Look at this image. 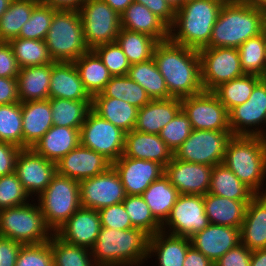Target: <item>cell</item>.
<instances>
[{
  "instance_id": "6da1fadb",
  "label": "cell",
  "mask_w": 266,
  "mask_h": 266,
  "mask_svg": "<svg viewBox=\"0 0 266 266\" xmlns=\"http://www.w3.org/2000/svg\"><path fill=\"white\" fill-rule=\"evenodd\" d=\"M153 59L173 98L181 99L204 91L198 50L166 40L155 45Z\"/></svg>"
},
{
  "instance_id": "7a4b0ae2",
  "label": "cell",
  "mask_w": 266,
  "mask_h": 266,
  "mask_svg": "<svg viewBox=\"0 0 266 266\" xmlns=\"http://www.w3.org/2000/svg\"><path fill=\"white\" fill-rule=\"evenodd\" d=\"M266 30V13L244 0H227L212 28L209 47L238 48Z\"/></svg>"
},
{
  "instance_id": "3957f363",
  "label": "cell",
  "mask_w": 266,
  "mask_h": 266,
  "mask_svg": "<svg viewBox=\"0 0 266 266\" xmlns=\"http://www.w3.org/2000/svg\"><path fill=\"white\" fill-rule=\"evenodd\" d=\"M226 1L194 0L183 4L169 27V40L198 51L209 47L212 28Z\"/></svg>"
},
{
  "instance_id": "277c9868",
  "label": "cell",
  "mask_w": 266,
  "mask_h": 266,
  "mask_svg": "<svg viewBox=\"0 0 266 266\" xmlns=\"http://www.w3.org/2000/svg\"><path fill=\"white\" fill-rule=\"evenodd\" d=\"M149 235L138 228L117 230L101 227L92 258L98 266H140L147 259Z\"/></svg>"
},
{
  "instance_id": "5b68a950",
  "label": "cell",
  "mask_w": 266,
  "mask_h": 266,
  "mask_svg": "<svg viewBox=\"0 0 266 266\" xmlns=\"http://www.w3.org/2000/svg\"><path fill=\"white\" fill-rule=\"evenodd\" d=\"M223 163L255 194H266V141L261 136H232Z\"/></svg>"
},
{
  "instance_id": "8992f818",
  "label": "cell",
  "mask_w": 266,
  "mask_h": 266,
  "mask_svg": "<svg viewBox=\"0 0 266 266\" xmlns=\"http://www.w3.org/2000/svg\"><path fill=\"white\" fill-rule=\"evenodd\" d=\"M53 62H74L87 47L78 11L56 10L45 38Z\"/></svg>"
},
{
  "instance_id": "52a82bcc",
  "label": "cell",
  "mask_w": 266,
  "mask_h": 266,
  "mask_svg": "<svg viewBox=\"0 0 266 266\" xmlns=\"http://www.w3.org/2000/svg\"><path fill=\"white\" fill-rule=\"evenodd\" d=\"M53 234L38 203L0 210V237L27 245L48 242Z\"/></svg>"
},
{
  "instance_id": "ba28073f",
  "label": "cell",
  "mask_w": 266,
  "mask_h": 266,
  "mask_svg": "<svg viewBox=\"0 0 266 266\" xmlns=\"http://www.w3.org/2000/svg\"><path fill=\"white\" fill-rule=\"evenodd\" d=\"M37 198L44 220L54 233L81 207L79 182L56 173Z\"/></svg>"
},
{
  "instance_id": "9c48e42d",
  "label": "cell",
  "mask_w": 266,
  "mask_h": 266,
  "mask_svg": "<svg viewBox=\"0 0 266 266\" xmlns=\"http://www.w3.org/2000/svg\"><path fill=\"white\" fill-rule=\"evenodd\" d=\"M84 40L93 50L96 46L116 42L121 29L120 15L103 0H86L78 10Z\"/></svg>"
},
{
  "instance_id": "30bf717a",
  "label": "cell",
  "mask_w": 266,
  "mask_h": 266,
  "mask_svg": "<svg viewBox=\"0 0 266 266\" xmlns=\"http://www.w3.org/2000/svg\"><path fill=\"white\" fill-rule=\"evenodd\" d=\"M231 131L194 130L173 157L189 163L215 166L223 163Z\"/></svg>"
},
{
  "instance_id": "8fae6325",
  "label": "cell",
  "mask_w": 266,
  "mask_h": 266,
  "mask_svg": "<svg viewBox=\"0 0 266 266\" xmlns=\"http://www.w3.org/2000/svg\"><path fill=\"white\" fill-rule=\"evenodd\" d=\"M79 136L82 146L102 154L111 163L123 155L125 132L92 109L79 130Z\"/></svg>"
},
{
  "instance_id": "7c38bea8",
  "label": "cell",
  "mask_w": 266,
  "mask_h": 266,
  "mask_svg": "<svg viewBox=\"0 0 266 266\" xmlns=\"http://www.w3.org/2000/svg\"><path fill=\"white\" fill-rule=\"evenodd\" d=\"M201 60V82L204 91L244 75L238 49L205 47L198 51Z\"/></svg>"
},
{
  "instance_id": "4fadbf2b",
  "label": "cell",
  "mask_w": 266,
  "mask_h": 266,
  "mask_svg": "<svg viewBox=\"0 0 266 266\" xmlns=\"http://www.w3.org/2000/svg\"><path fill=\"white\" fill-rule=\"evenodd\" d=\"M180 100L192 129L231 131L229 111L212 91H203Z\"/></svg>"
},
{
  "instance_id": "5bb4252c",
  "label": "cell",
  "mask_w": 266,
  "mask_h": 266,
  "mask_svg": "<svg viewBox=\"0 0 266 266\" xmlns=\"http://www.w3.org/2000/svg\"><path fill=\"white\" fill-rule=\"evenodd\" d=\"M209 224L203 196L180 194L166 221L161 225V231L190 239Z\"/></svg>"
},
{
  "instance_id": "9a60e30c",
  "label": "cell",
  "mask_w": 266,
  "mask_h": 266,
  "mask_svg": "<svg viewBox=\"0 0 266 266\" xmlns=\"http://www.w3.org/2000/svg\"><path fill=\"white\" fill-rule=\"evenodd\" d=\"M265 123L266 78H262L254 86L249 99L229 111V124L233 136H262L265 129L261 126H266Z\"/></svg>"
},
{
  "instance_id": "2e32d148",
  "label": "cell",
  "mask_w": 266,
  "mask_h": 266,
  "mask_svg": "<svg viewBox=\"0 0 266 266\" xmlns=\"http://www.w3.org/2000/svg\"><path fill=\"white\" fill-rule=\"evenodd\" d=\"M81 207L100 210L122 203L126 192L118 172L111 165L105 172L79 182Z\"/></svg>"
},
{
  "instance_id": "e0dca14e",
  "label": "cell",
  "mask_w": 266,
  "mask_h": 266,
  "mask_svg": "<svg viewBox=\"0 0 266 266\" xmlns=\"http://www.w3.org/2000/svg\"><path fill=\"white\" fill-rule=\"evenodd\" d=\"M25 191L32 195H40L57 173L56 163L37 154L32 148L21 149L15 172Z\"/></svg>"
},
{
  "instance_id": "ac0fdd59",
  "label": "cell",
  "mask_w": 266,
  "mask_h": 266,
  "mask_svg": "<svg viewBox=\"0 0 266 266\" xmlns=\"http://www.w3.org/2000/svg\"><path fill=\"white\" fill-rule=\"evenodd\" d=\"M112 166L120 176L126 195H142L152 182L165 174V168L157 162L123 155Z\"/></svg>"
},
{
  "instance_id": "d6986e66",
  "label": "cell",
  "mask_w": 266,
  "mask_h": 266,
  "mask_svg": "<svg viewBox=\"0 0 266 266\" xmlns=\"http://www.w3.org/2000/svg\"><path fill=\"white\" fill-rule=\"evenodd\" d=\"M212 166L189 163L172 158L165 166V175L179 194L205 195L210 188Z\"/></svg>"
},
{
  "instance_id": "ffe728a7",
  "label": "cell",
  "mask_w": 266,
  "mask_h": 266,
  "mask_svg": "<svg viewBox=\"0 0 266 266\" xmlns=\"http://www.w3.org/2000/svg\"><path fill=\"white\" fill-rule=\"evenodd\" d=\"M112 163L102 154L79 144L56 162L57 173L78 182L105 172Z\"/></svg>"
},
{
  "instance_id": "44dd1931",
  "label": "cell",
  "mask_w": 266,
  "mask_h": 266,
  "mask_svg": "<svg viewBox=\"0 0 266 266\" xmlns=\"http://www.w3.org/2000/svg\"><path fill=\"white\" fill-rule=\"evenodd\" d=\"M101 227L97 210L80 207L54 234L68 244L90 250Z\"/></svg>"
},
{
  "instance_id": "7402d4cb",
  "label": "cell",
  "mask_w": 266,
  "mask_h": 266,
  "mask_svg": "<svg viewBox=\"0 0 266 266\" xmlns=\"http://www.w3.org/2000/svg\"><path fill=\"white\" fill-rule=\"evenodd\" d=\"M191 245L215 263L241 243L240 228L209 224L190 238Z\"/></svg>"
},
{
  "instance_id": "603a6c76",
  "label": "cell",
  "mask_w": 266,
  "mask_h": 266,
  "mask_svg": "<svg viewBox=\"0 0 266 266\" xmlns=\"http://www.w3.org/2000/svg\"><path fill=\"white\" fill-rule=\"evenodd\" d=\"M123 156L154 161L165 168L172 160L173 152L159 135L133 129L125 133Z\"/></svg>"
},
{
  "instance_id": "cb8c5ba5",
  "label": "cell",
  "mask_w": 266,
  "mask_h": 266,
  "mask_svg": "<svg viewBox=\"0 0 266 266\" xmlns=\"http://www.w3.org/2000/svg\"><path fill=\"white\" fill-rule=\"evenodd\" d=\"M240 236L250 251L266 248V194H256L248 203Z\"/></svg>"
},
{
  "instance_id": "d4e9b609",
  "label": "cell",
  "mask_w": 266,
  "mask_h": 266,
  "mask_svg": "<svg viewBox=\"0 0 266 266\" xmlns=\"http://www.w3.org/2000/svg\"><path fill=\"white\" fill-rule=\"evenodd\" d=\"M49 98L92 100L83 86L74 62H53Z\"/></svg>"
},
{
  "instance_id": "484cf974",
  "label": "cell",
  "mask_w": 266,
  "mask_h": 266,
  "mask_svg": "<svg viewBox=\"0 0 266 266\" xmlns=\"http://www.w3.org/2000/svg\"><path fill=\"white\" fill-rule=\"evenodd\" d=\"M52 126L50 98L22 103L23 149L32 148Z\"/></svg>"
},
{
  "instance_id": "4316f807",
  "label": "cell",
  "mask_w": 266,
  "mask_h": 266,
  "mask_svg": "<svg viewBox=\"0 0 266 266\" xmlns=\"http://www.w3.org/2000/svg\"><path fill=\"white\" fill-rule=\"evenodd\" d=\"M182 109L180 98L156 99L138 109L134 129L140 132L159 135L161 129L168 124Z\"/></svg>"
},
{
  "instance_id": "83f0119b",
  "label": "cell",
  "mask_w": 266,
  "mask_h": 266,
  "mask_svg": "<svg viewBox=\"0 0 266 266\" xmlns=\"http://www.w3.org/2000/svg\"><path fill=\"white\" fill-rule=\"evenodd\" d=\"M120 25L129 31L148 34L158 42L169 40V27L146 6L135 1L120 15Z\"/></svg>"
},
{
  "instance_id": "f1b7e54d",
  "label": "cell",
  "mask_w": 266,
  "mask_h": 266,
  "mask_svg": "<svg viewBox=\"0 0 266 266\" xmlns=\"http://www.w3.org/2000/svg\"><path fill=\"white\" fill-rule=\"evenodd\" d=\"M79 144V129L53 125L32 149L45 159L56 163Z\"/></svg>"
},
{
  "instance_id": "f546056e",
  "label": "cell",
  "mask_w": 266,
  "mask_h": 266,
  "mask_svg": "<svg viewBox=\"0 0 266 266\" xmlns=\"http://www.w3.org/2000/svg\"><path fill=\"white\" fill-rule=\"evenodd\" d=\"M191 246V240L187 237L160 231L149 237L147 258L155 255L158 266H183L187 250Z\"/></svg>"
},
{
  "instance_id": "4dcf8cb0",
  "label": "cell",
  "mask_w": 266,
  "mask_h": 266,
  "mask_svg": "<svg viewBox=\"0 0 266 266\" xmlns=\"http://www.w3.org/2000/svg\"><path fill=\"white\" fill-rule=\"evenodd\" d=\"M203 200L209 223L241 228L250 201L233 200L211 193L203 195Z\"/></svg>"
},
{
  "instance_id": "1f68e13d",
  "label": "cell",
  "mask_w": 266,
  "mask_h": 266,
  "mask_svg": "<svg viewBox=\"0 0 266 266\" xmlns=\"http://www.w3.org/2000/svg\"><path fill=\"white\" fill-rule=\"evenodd\" d=\"M53 62L20 68L17 76L19 102L49 99V86Z\"/></svg>"
},
{
  "instance_id": "d6a6232c",
  "label": "cell",
  "mask_w": 266,
  "mask_h": 266,
  "mask_svg": "<svg viewBox=\"0 0 266 266\" xmlns=\"http://www.w3.org/2000/svg\"><path fill=\"white\" fill-rule=\"evenodd\" d=\"M91 109L125 133L135 127L138 108L122 99L92 97Z\"/></svg>"
},
{
  "instance_id": "836d02e7",
  "label": "cell",
  "mask_w": 266,
  "mask_h": 266,
  "mask_svg": "<svg viewBox=\"0 0 266 266\" xmlns=\"http://www.w3.org/2000/svg\"><path fill=\"white\" fill-rule=\"evenodd\" d=\"M179 195L169 178L163 174L159 179L152 182L141 196L149 206L154 218L162 225Z\"/></svg>"
},
{
  "instance_id": "e575fe53",
  "label": "cell",
  "mask_w": 266,
  "mask_h": 266,
  "mask_svg": "<svg viewBox=\"0 0 266 266\" xmlns=\"http://www.w3.org/2000/svg\"><path fill=\"white\" fill-rule=\"evenodd\" d=\"M85 90L93 97L101 93L112 78L99 56L89 50L74 61Z\"/></svg>"
},
{
  "instance_id": "d590c367",
  "label": "cell",
  "mask_w": 266,
  "mask_h": 266,
  "mask_svg": "<svg viewBox=\"0 0 266 266\" xmlns=\"http://www.w3.org/2000/svg\"><path fill=\"white\" fill-rule=\"evenodd\" d=\"M208 193L239 201H251L256 195L224 163L213 166Z\"/></svg>"
},
{
  "instance_id": "8d00e7d4",
  "label": "cell",
  "mask_w": 266,
  "mask_h": 266,
  "mask_svg": "<svg viewBox=\"0 0 266 266\" xmlns=\"http://www.w3.org/2000/svg\"><path fill=\"white\" fill-rule=\"evenodd\" d=\"M127 76L144 88L151 100L172 97L167 89L165 79L160 74L153 58L131 65Z\"/></svg>"
},
{
  "instance_id": "74e56055",
  "label": "cell",
  "mask_w": 266,
  "mask_h": 266,
  "mask_svg": "<svg viewBox=\"0 0 266 266\" xmlns=\"http://www.w3.org/2000/svg\"><path fill=\"white\" fill-rule=\"evenodd\" d=\"M91 104L92 100L50 98L53 125L80 130L91 110Z\"/></svg>"
},
{
  "instance_id": "f35d334b",
  "label": "cell",
  "mask_w": 266,
  "mask_h": 266,
  "mask_svg": "<svg viewBox=\"0 0 266 266\" xmlns=\"http://www.w3.org/2000/svg\"><path fill=\"white\" fill-rule=\"evenodd\" d=\"M93 97L122 99L138 109L151 101L145 89L127 75L112 76L105 89Z\"/></svg>"
},
{
  "instance_id": "ab89813d",
  "label": "cell",
  "mask_w": 266,
  "mask_h": 266,
  "mask_svg": "<svg viewBox=\"0 0 266 266\" xmlns=\"http://www.w3.org/2000/svg\"><path fill=\"white\" fill-rule=\"evenodd\" d=\"M116 42L128 58L131 65L153 58V51L158 41L152 36L121 28Z\"/></svg>"
},
{
  "instance_id": "60d3db41",
  "label": "cell",
  "mask_w": 266,
  "mask_h": 266,
  "mask_svg": "<svg viewBox=\"0 0 266 266\" xmlns=\"http://www.w3.org/2000/svg\"><path fill=\"white\" fill-rule=\"evenodd\" d=\"M39 3L35 0H12L0 19V42L17 38L22 26L30 19L33 9Z\"/></svg>"
},
{
  "instance_id": "b9f144b4",
  "label": "cell",
  "mask_w": 266,
  "mask_h": 266,
  "mask_svg": "<svg viewBox=\"0 0 266 266\" xmlns=\"http://www.w3.org/2000/svg\"><path fill=\"white\" fill-rule=\"evenodd\" d=\"M261 79L262 77L257 75L244 74L241 77L220 84L212 92L226 109L230 111L235 106L243 104L249 99L254 86Z\"/></svg>"
},
{
  "instance_id": "7bdbcfd3",
  "label": "cell",
  "mask_w": 266,
  "mask_h": 266,
  "mask_svg": "<svg viewBox=\"0 0 266 266\" xmlns=\"http://www.w3.org/2000/svg\"><path fill=\"white\" fill-rule=\"evenodd\" d=\"M237 49L244 74L266 78V30L256 37L249 38Z\"/></svg>"
},
{
  "instance_id": "ee69618b",
  "label": "cell",
  "mask_w": 266,
  "mask_h": 266,
  "mask_svg": "<svg viewBox=\"0 0 266 266\" xmlns=\"http://www.w3.org/2000/svg\"><path fill=\"white\" fill-rule=\"evenodd\" d=\"M19 68L39 66L53 62L45 40L14 38L9 41Z\"/></svg>"
},
{
  "instance_id": "f6af8a7d",
  "label": "cell",
  "mask_w": 266,
  "mask_h": 266,
  "mask_svg": "<svg viewBox=\"0 0 266 266\" xmlns=\"http://www.w3.org/2000/svg\"><path fill=\"white\" fill-rule=\"evenodd\" d=\"M54 266H98L85 247L68 244L55 234L50 238Z\"/></svg>"
},
{
  "instance_id": "bcb514c9",
  "label": "cell",
  "mask_w": 266,
  "mask_h": 266,
  "mask_svg": "<svg viewBox=\"0 0 266 266\" xmlns=\"http://www.w3.org/2000/svg\"><path fill=\"white\" fill-rule=\"evenodd\" d=\"M0 141L23 149L22 103L0 105Z\"/></svg>"
},
{
  "instance_id": "7dc6e473",
  "label": "cell",
  "mask_w": 266,
  "mask_h": 266,
  "mask_svg": "<svg viewBox=\"0 0 266 266\" xmlns=\"http://www.w3.org/2000/svg\"><path fill=\"white\" fill-rule=\"evenodd\" d=\"M123 204L134 228L143 230L149 236L161 231V224L154 218L141 195H127Z\"/></svg>"
},
{
  "instance_id": "c3c4849f",
  "label": "cell",
  "mask_w": 266,
  "mask_h": 266,
  "mask_svg": "<svg viewBox=\"0 0 266 266\" xmlns=\"http://www.w3.org/2000/svg\"><path fill=\"white\" fill-rule=\"evenodd\" d=\"M56 9L40 2L22 26L19 38L45 40Z\"/></svg>"
},
{
  "instance_id": "681fc988",
  "label": "cell",
  "mask_w": 266,
  "mask_h": 266,
  "mask_svg": "<svg viewBox=\"0 0 266 266\" xmlns=\"http://www.w3.org/2000/svg\"><path fill=\"white\" fill-rule=\"evenodd\" d=\"M192 127L186 113L181 109L160 131V138L174 151L190 136Z\"/></svg>"
},
{
  "instance_id": "f907efd6",
  "label": "cell",
  "mask_w": 266,
  "mask_h": 266,
  "mask_svg": "<svg viewBox=\"0 0 266 266\" xmlns=\"http://www.w3.org/2000/svg\"><path fill=\"white\" fill-rule=\"evenodd\" d=\"M93 51L99 56L112 76L127 75L131 64L117 42L96 46Z\"/></svg>"
},
{
  "instance_id": "816d5d0a",
  "label": "cell",
  "mask_w": 266,
  "mask_h": 266,
  "mask_svg": "<svg viewBox=\"0 0 266 266\" xmlns=\"http://www.w3.org/2000/svg\"><path fill=\"white\" fill-rule=\"evenodd\" d=\"M29 197L15 173L0 177V210L27 204Z\"/></svg>"
},
{
  "instance_id": "f5cc1de1",
  "label": "cell",
  "mask_w": 266,
  "mask_h": 266,
  "mask_svg": "<svg viewBox=\"0 0 266 266\" xmlns=\"http://www.w3.org/2000/svg\"><path fill=\"white\" fill-rule=\"evenodd\" d=\"M15 266H54L50 241L22 245Z\"/></svg>"
},
{
  "instance_id": "db71d44e",
  "label": "cell",
  "mask_w": 266,
  "mask_h": 266,
  "mask_svg": "<svg viewBox=\"0 0 266 266\" xmlns=\"http://www.w3.org/2000/svg\"><path fill=\"white\" fill-rule=\"evenodd\" d=\"M102 227L126 230L134 228L130 221L129 215L122 203L104 207L98 210Z\"/></svg>"
},
{
  "instance_id": "11a10c76",
  "label": "cell",
  "mask_w": 266,
  "mask_h": 266,
  "mask_svg": "<svg viewBox=\"0 0 266 266\" xmlns=\"http://www.w3.org/2000/svg\"><path fill=\"white\" fill-rule=\"evenodd\" d=\"M251 255L252 251L240 243L221 256L214 266H250Z\"/></svg>"
},
{
  "instance_id": "9f6ffc18",
  "label": "cell",
  "mask_w": 266,
  "mask_h": 266,
  "mask_svg": "<svg viewBox=\"0 0 266 266\" xmlns=\"http://www.w3.org/2000/svg\"><path fill=\"white\" fill-rule=\"evenodd\" d=\"M19 69L9 42H0V77L17 78Z\"/></svg>"
},
{
  "instance_id": "6f0895ef",
  "label": "cell",
  "mask_w": 266,
  "mask_h": 266,
  "mask_svg": "<svg viewBox=\"0 0 266 266\" xmlns=\"http://www.w3.org/2000/svg\"><path fill=\"white\" fill-rule=\"evenodd\" d=\"M21 151L16 145L0 141V177L15 172L16 159Z\"/></svg>"
},
{
  "instance_id": "680465c9",
  "label": "cell",
  "mask_w": 266,
  "mask_h": 266,
  "mask_svg": "<svg viewBox=\"0 0 266 266\" xmlns=\"http://www.w3.org/2000/svg\"><path fill=\"white\" fill-rule=\"evenodd\" d=\"M146 6L153 14L159 17L168 27L174 21L175 12L166 3V0H134Z\"/></svg>"
},
{
  "instance_id": "91938a15",
  "label": "cell",
  "mask_w": 266,
  "mask_h": 266,
  "mask_svg": "<svg viewBox=\"0 0 266 266\" xmlns=\"http://www.w3.org/2000/svg\"><path fill=\"white\" fill-rule=\"evenodd\" d=\"M23 244L0 237V266H15Z\"/></svg>"
},
{
  "instance_id": "94428289",
  "label": "cell",
  "mask_w": 266,
  "mask_h": 266,
  "mask_svg": "<svg viewBox=\"0 0 266 266\" xmlns=\"http://www.w3.org/2000/svg\"><path fill=\"white\" fill-rule=\"evenodd\" d=\"M18 102L17 78L0 77V105Z\"/></svg>"
},
{
  "instance_id": "6125c7cd",
  "label": "cell",
  "mask_w": 266,
  "mask_h": 266,
  "mask_svg": "<svg viewBox=\"0 0 266 266\" xmlns=\"http://www.w3.org/2000/svg\"><path fill=\"white\" fill-rule=\"evenodd\" d=\"M183 266H214V263L191 246L187 250Z\"/></svg>"
},
{
  "instance_id": "be15d7a7",
  "label": "cell",
  "mask_w": 266,
  "mask_h": 266,
  "mask_svg": "<svg viewBox=\"0 0 266 266\" xmlns=\"http://www.w3.org/2000/svg\"><path fill=\"white\" fill-rule=\"evenodd\" d=\"M86 0H44L42 3L56 10L78 11Z\"/></svg>"
},
{
  "instance_id": "e7e4bbea",
  "label": "cell",
  "mask_w": 266,
  "mask_h": 266,
  "mask_svg": "<svg viewBox=\"0 0 266 266\" xmlns=\"http://www.w3.org/2000/svg\"><path fill=\"white\" fill-rule=\"evenodd\" d=\"M103 1H105L114 11H116L119 15H121L134 0H103Z\"/></svg>"
},
{
  "instance_id": "03108f58",
  "label": "cell",
  "mask_w": 266,
  "mask_h": 266,
  "mask_svg": "<svg viewBox=\"0 0 266 266\" xmlns=\"http://www.w3.org/2000/svg\"><path fill=\"white\" fill-rule=\"evenodd\" d=\"M250 266H266V248L252 251Z\"/></svg>"
},
{
  "instance_id": "003e7915",
  "label": "cell",
  "mask_w": 266,
  "mask_h": 266,
  "mask_svg": "<svg viewBox=\"0 0 266 266\" xmlns=\"http://www.w3.org/2000/svg\"><path fill=\"white\" fill-rule=\"evenodd\" d=\"M247 4L254 6L266 13V0H244Z\"/></svg>"
},
{
  "instance_id": "a7ac6f4b",
  "label": "cell",
  "mask_w": 266,
  "mask_h": 266,
  "mask_svg": "<svg viewBox=\"0 0 266 266\" xmlns=\"http://www.w3.org/2000/svg\"><path fill=\"white\" fill-rule=\"evenodd\" d=\"M171 9L176 12L182 7V0H166Z\"/></svg>"
},
{
  "instance_id": "89a4df30",
  "label": "cell",
  "mask_w": 266,
  "mask_h": 266,
  "mask_svg": "<svg viewBox=\"0 0 266 266\" xmlns=\"http://www.w3.org/2000/svg\"><path fill=\"white\" fill-rule=\"evenodd\" d=\"M12 0H0V19L8 9Z\"/></svg>"
},
{
  "instance_id": "2644e50d",
  "label": "cell",
  "mask_w": 266,
  "mask_h": 266,
  "mask_svg": "<svg viewBox=\"0 0 266 266\" xmlns=\"http://www.w3.org/2000/svg\"><path fill=\"white\" fill-rule=\"evenodd\" d=\"M191 1H194V0H182V5L187 3V2H191Z\"/></svg>"
},
{
  "instance_id": "8c879c8a",
  "label": "cell",
  "mask_w": 266,
  "mask_h": 266,
  "mask_svg": "<svg viewBox=\"0 0 266 266\" xmlns=\"http://www.w3.org/2000/svg\"><path fill=\"white\" fill-rule=\"evenodd\" d=\"M261 137L266 141V129H265L264 134Z\"/></svg>"
}]
</instances>
